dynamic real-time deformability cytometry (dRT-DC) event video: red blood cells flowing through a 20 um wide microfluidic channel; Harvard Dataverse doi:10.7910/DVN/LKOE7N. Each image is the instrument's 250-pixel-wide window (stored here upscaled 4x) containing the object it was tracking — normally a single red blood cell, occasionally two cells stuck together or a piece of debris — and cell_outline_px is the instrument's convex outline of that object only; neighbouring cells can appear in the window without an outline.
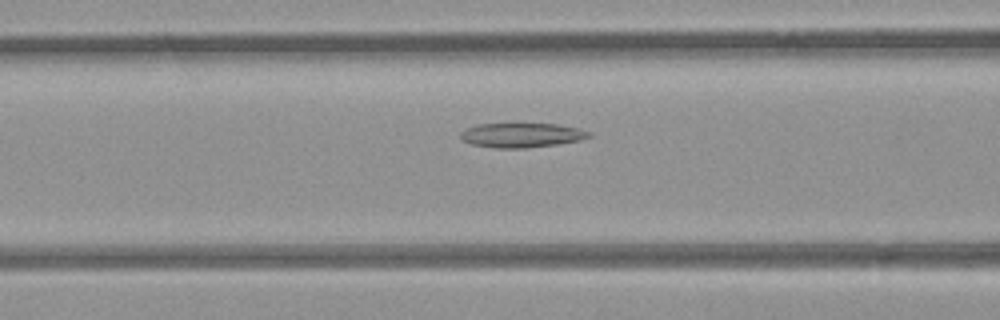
{"species": "common noctule bat (a hibernating species)", "species_latin": "Nyctalus noctula", "temperature_condition": "room temperature", "stored_images_in_passage": 42, "camera_frame_rate_fps": 3000, "um_per_image_px": 0.085, "animal": {"sex": "female", "body_mass_g": 21.9}, "frame": {"image": 1, "passage_image": 10, "time_ms": 3.0, "image_size_px": [1000, 320], "cell_outline_px": [[592, 136], [580, 140], [556, 144], [524, 148], [496, 148], [472, 144], [460, 140], [460, 132], [468, 128], [480, 124], [560, 124], [580, 128], [592, 132]], "centroid_in_image_um": [44.37, 11.49], "position_along_channel_um": 122.2, "area_um2": 18.32}}
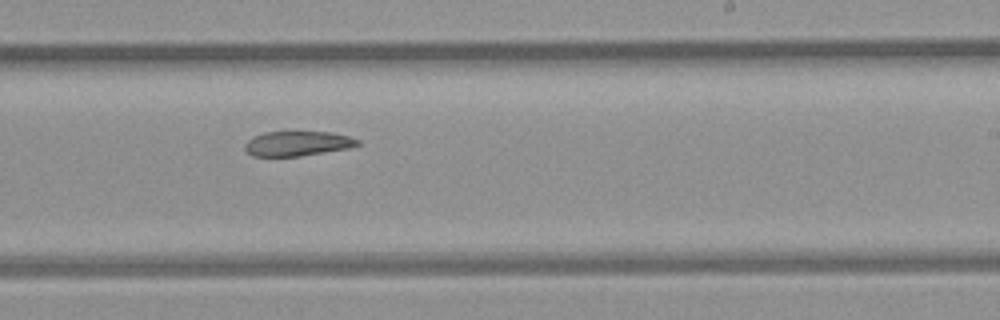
{"frame": {"image": 2, "passage_image": 21, "time_ms": 6.667, "image_size_px": [1000, 320], "cell_outline_px": [[360, 144], [348, 148], [300, 156], [252, 156], [244, 148], [244, 144], [252, 136], [264, 132], [332, 132], [348, 136], [360, 140]], "centroid_in_image_um": [25.26, 12.19], "position_along_channel_um": 263.7, "area_um2": 16.24}}
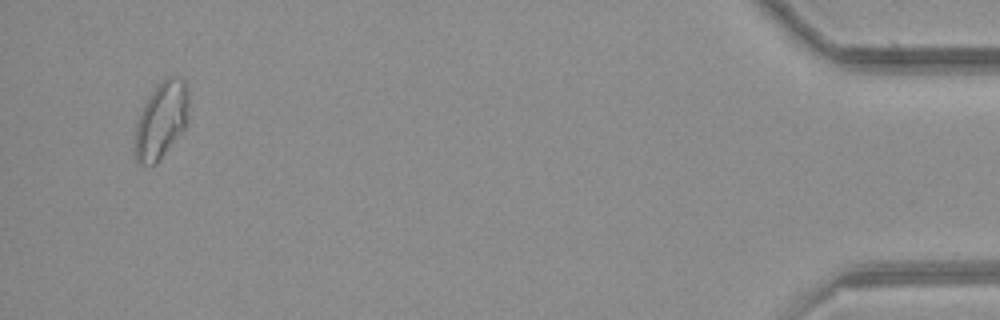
{"frame": {"image": 3, "passage_image": 40, "time_ms": 13.0, "image_size_px": [1000, 320], "cell_outline_px": [[188, 104], [184, 128], [156, 164], [136, 164], [132, 152], [132, 148], [136, 124], [140, 112], [152, 88], [164, 76], [176, 76], [184, 80], [188, 88]], "centroid_in_image_um": [13.64, 10.2], "position_along_channel_um": 421.6, "area_um2": 24.51}, "authors_computed_cell_mechanics": {"area_um2": 19.3919, "velocity_mm_per_s": 3.8611, "shape_relaxation_time_tau1_ms": null, "shape_relaxation_time_tau2_ms": 4.1342, "deformation_change_tau1": null, "deformation_change_tau2": 0.1014}}